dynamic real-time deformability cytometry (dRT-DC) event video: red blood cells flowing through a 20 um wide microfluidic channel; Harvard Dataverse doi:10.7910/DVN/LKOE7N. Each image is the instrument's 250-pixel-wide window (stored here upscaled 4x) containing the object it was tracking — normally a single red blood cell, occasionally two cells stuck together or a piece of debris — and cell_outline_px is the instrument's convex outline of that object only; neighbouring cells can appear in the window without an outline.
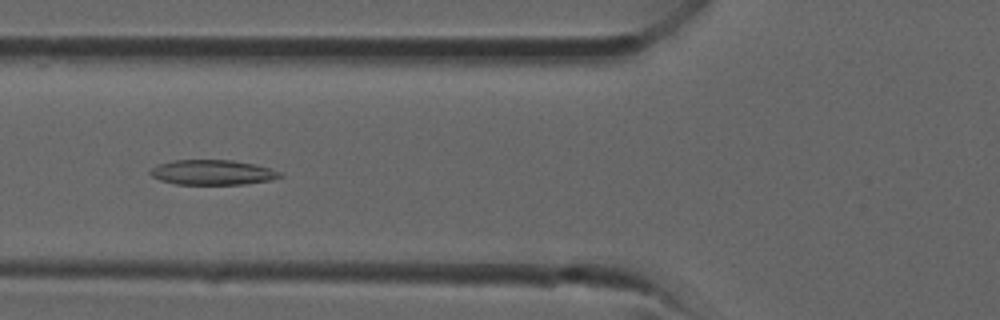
{"species": "common noctule bat (a hibernating species)", "species_latin": "Nyctalus noctula", "temperature_condition": "room temperature", "stored_images_in_passage": 35, "camera_frame_rate_fps": 3000, "um_per_image_px": 0.085, "animal": {"sex": "male", "forearm_length_mm": 52.5}, "frame": {"image": 1, "passage_image": 13, "time_ms": 4.0, "image_size_px": [1000, 320], "cell_outline_px": [[284, 176], [272, 180], [244, 184], [176, 184], [160, 180], [152, 176], [148, 172], [152, 168], [160, 164], [172, 160], [232, 160], [272, 168], [284, 172]], "centroid_in_image_um": [18.12, 14.65], "position_along_channel_um": 107.7, "area_um2": 18.96}}
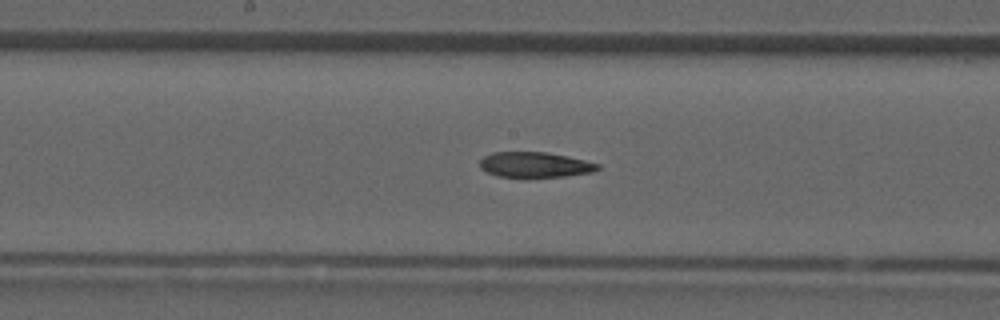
{"frame": {"image": 2, "passage_image": 18, "time_ms": 5.667, "image_size_px": [1000, 320], "cell_outline_px": [[600, 168], [592, 172], [564, 176], [524, 180], [496, 176], [480, 168], [480, 160], [484, 156], [492, 152], [548, 152], [568, 156], [600, 164]], "centroid_in_image_um": [45.43, 14.04], "position_along_channel_um": 202.8, "area_um2": 18.15}}
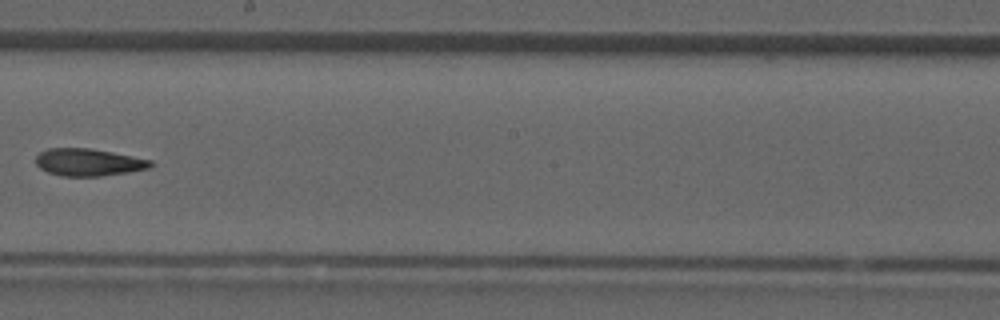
{"frame": {"image": 3, "passage_image": 20, "time_ms": 6.333, "image_size_px": [1000, 320], "cell_outline_px": [[152, 164], [148, 168], [128, 172], [100, 176], [60, 176], [48, 172], [40, 168], [36, 164], [36, 156], [40, 152], [48, 148], [88, 148], [112, 152], [152, 160]], "centroid_in_image_um": [7.49, 13.79], "position_along_channel_um": 240.7, "area_um2": 18.15}}